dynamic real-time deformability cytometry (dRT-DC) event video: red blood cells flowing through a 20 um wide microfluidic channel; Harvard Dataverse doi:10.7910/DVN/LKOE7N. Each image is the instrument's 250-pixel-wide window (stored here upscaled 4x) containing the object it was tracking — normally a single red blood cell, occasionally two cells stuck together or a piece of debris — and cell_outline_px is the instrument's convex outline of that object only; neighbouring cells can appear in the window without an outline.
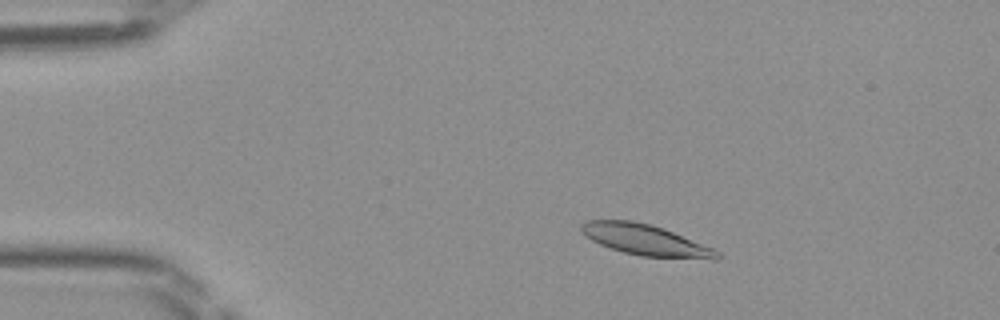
{"species": "Egyptian fruit bat (a non-hibernating species)", "species_latin": "Rousettus aegyptiacus", "temperature_condition": "room temperature", "stored_images_in_passage": 47, "camera_frame_rate_fps": 3000, "um_per_image_px": 0.085, "frame": {"image": 1, "passage_image": 8, "time_ms": 2.333, "image_size_px": [1000, 320], "cell_outline_px": [[720, 256], [716, 260], [712, 260], [640, 256], [624, 252], [600, 244], [584, 236], [580, 232], [580, 224], [588, 220], [632, 220], [652, 224], [664, 228], [712, 248], [720, 252]], "centroid_in_image_um": [54.86, 20.4], "position_along_channel_um": 30.1, "area_um2": 24.62}}
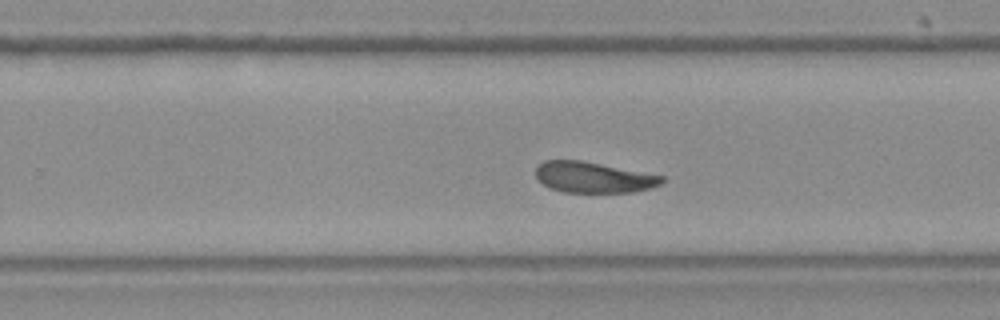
{"frame": {"image": 2, "passage_image": 30, "time_ms": 9.667, "image_size_px": [1000, 320], "cell_outline_px": [[664, 180], [660, 184], [652, 188], [632, 192], [564, 192], [548, 188], [536, 180], [536, 164], [544, 160], [580, 160], [664, 176]], "centroid_in_image_um": [50.38, 15.07], "position_along_channel_um": 279.4, "area_um2": 22.77}}
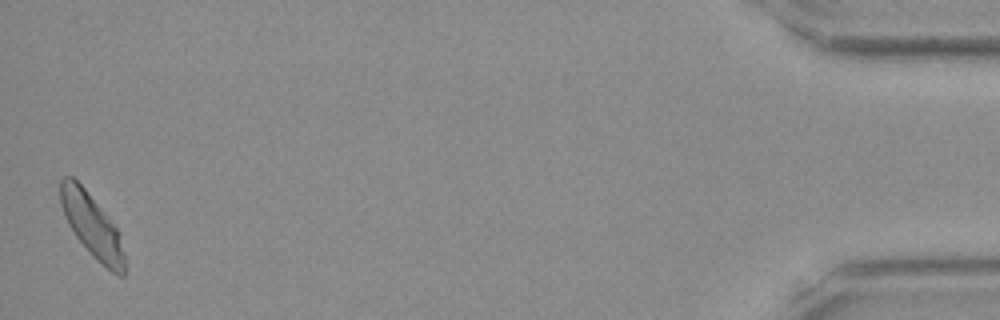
{"frame": {"image": 3, "passage_image": 47, "time_ms": 15.333, "image_size_px": [1000, 320], "cell_outline_px": [[124, 276], [120, 276], [112, 272], [96, 260], [92, 256], [76, 236], [68, 224], [64, 216], [60, 204], [60, 180], [64, 176], [72, 176], [84, 188], [116, 228], [124, 256]], "centroid_in_image_um": [7.76, 19.17], "position_along_channel_um": 427.4, "area_um2": 23.0}}